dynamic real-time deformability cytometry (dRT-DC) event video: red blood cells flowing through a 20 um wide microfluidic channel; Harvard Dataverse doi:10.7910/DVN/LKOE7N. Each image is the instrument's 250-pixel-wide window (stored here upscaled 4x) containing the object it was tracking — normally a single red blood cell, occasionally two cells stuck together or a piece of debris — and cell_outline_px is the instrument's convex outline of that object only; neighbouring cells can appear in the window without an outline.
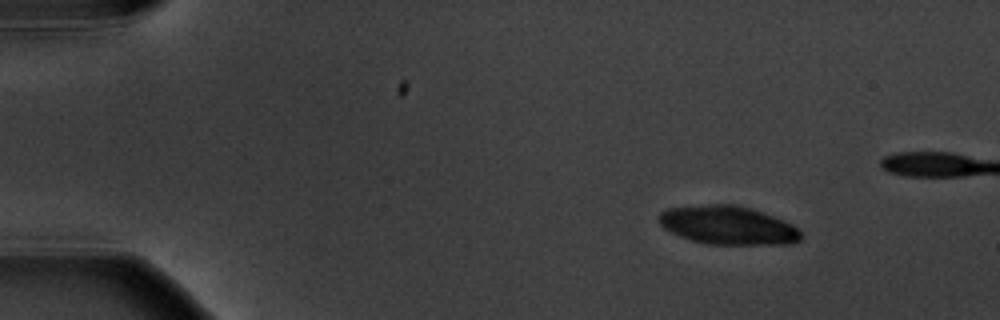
{"species": "common noctule bat (a hibernating species)", "species_latin": "Nyctalus noctula", "temperature_condition": "warm", "stored_images_in_passage": 5, "camera_frame_rate_fps": 3000, "um_per_image_px": 0.085, "animal": {"sex": "male", "body_mass_g": 20.1, "forearm_length_mm": 53.5}, "frame": {"image": 1, "passage_image": 1, "time_ms": 0.0, "image_size_px": [1000, 320], "cell_outline_px": [[804, 236], [800, 240], [792, 244], [704, 244], [680, 236], [664, 228], [660, 224], [660, 212], [668, 208], [708, 204], [736, 204], [784, 220], [792, 224]], "centroid_in_image_um": [61.89, 19.15], "position_along_channel_um": 23.1, "area_um2": 31.73}}